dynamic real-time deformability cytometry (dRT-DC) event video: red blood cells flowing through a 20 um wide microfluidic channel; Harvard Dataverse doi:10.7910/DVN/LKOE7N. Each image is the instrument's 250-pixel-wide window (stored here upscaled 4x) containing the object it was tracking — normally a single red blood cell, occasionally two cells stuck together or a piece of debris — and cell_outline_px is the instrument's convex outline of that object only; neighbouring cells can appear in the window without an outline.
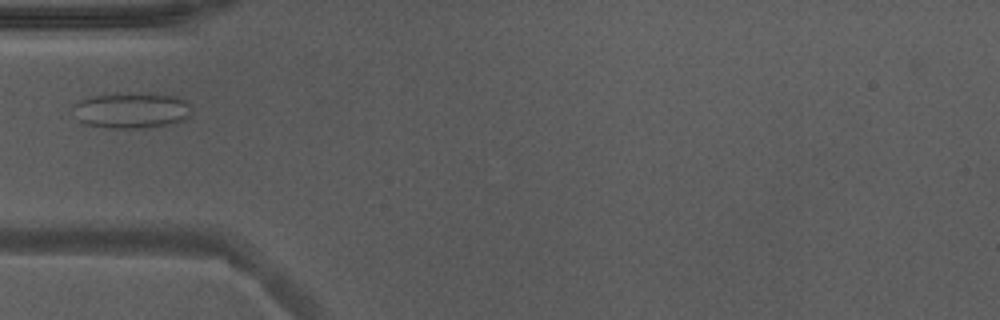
{"species": "Egyptian fruit bat (a non-hibernating species)", "species_latin": "Rousettus aegyptiacus", "temperature_condition": "warm", "stored_images_in_passage": 36, "camera_frame_rate_fps": 3000, "um_per_image_px": 0.085, "animal": {"sex": "male"}, "frame": {"image": 1, "passage_image": 1, "time_ms": 0.0, "image_size_px": [1000, 320], "cell_outline_px": [[188, 116], [184, 120], [144, 128], [112, 128], [88, 124], [76, 120], [72, 116], [72, 104], [80, 100], [92, 96], [176, 96], [184, 100], [188, 104]], "centroid_in_image_um": [11.05, 9.44], "position_along_channel_um": 73.9, "area_um2": 23.41}}
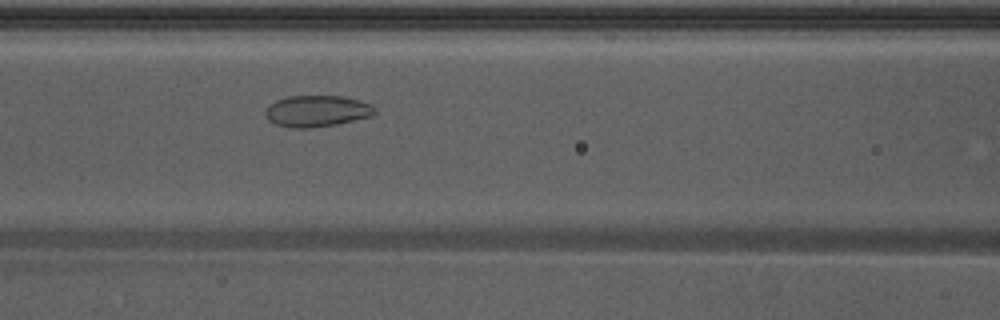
{"frame": {"image": 2, "passage_image": 6, "time_ms": 1.667, "image_size_px": [1000, 320], "cell_outline_px": [[376, 112], [372, 116], [336, 124], [308, 128], [292, 128], [276, 124], [268, 120], [264, 112], [268, 104], [276, 100], [288, 96], [340, 96], [356, 100], [368, 104], [376, 108]], "centroid_in_image_um": [26.88, 9.44], "position_along_channel_um": 139.7, "area_um2": 19.88}}
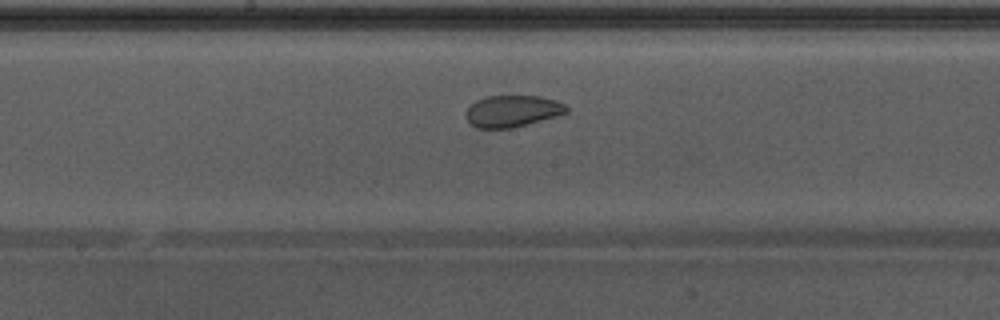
{"frame": {"image": 3, "passage_image": 11, "time_ms": 3.333, "image_size_px": [1000, 320], "cell_outline_px": [[568, 112], [556, 116], [512, 128], [476, 128], [468, 120], [464, 112], [476, 100], [488, 96], [540, 96], [556, 100], [564, 104], [568, 108]], "centroid_in_image_um": [43.55, 9.44], "position_along_channel_um": 204.7, "area_um2": 18.44}}